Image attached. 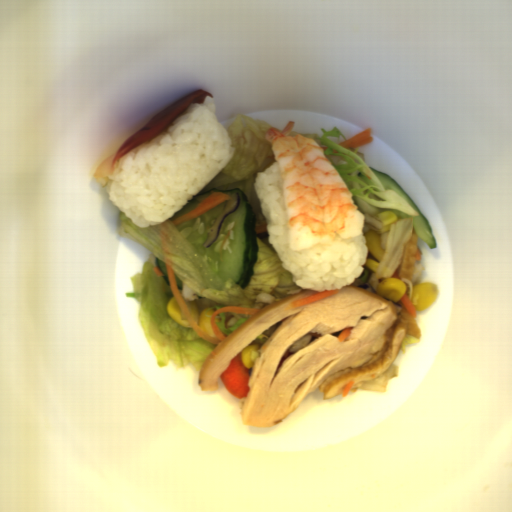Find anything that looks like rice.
Returning a JSON list of instances; mask_svg holds the SVG:
<instances>
[{
	"label": "rice",
	"mask_w": 512,
	"mask_h": 512,
	"mask_svg": "<svg viewBox=\"0 0 512 512\" xmlns=\"http://www.w3.org/2000/svg\"><path fill=\"white\" fill-rule=\"evenodd\" d=\"M232 145L216 104L191 103L168 131L119 158L104 188L133 225L156 226L217 176L235 154Z\"/></svg>",
	"instance_id": "obj_1"
},
{
	"label": "rice",
	"mask_w": 512,
	"mask_h": 512,
	"mask_svg": "<svg viewBox=\"0 0 512 512\" xmlns=\"http://www.w3.org/2000/svg\"><path fill=\"white\" fill-rule=\"evenodd\" d=\"M255 194L262 214L267 219L266 230L281 266L292 274V281L304 290L331 292L352 285L365 270L369 252L364 227L362 234L349 239L336 233L334 243L290 249V231L283 172L279 161L263 172H256Z\"/></svg>",
	"instance_id": "obj_2"
}]
</instances>
